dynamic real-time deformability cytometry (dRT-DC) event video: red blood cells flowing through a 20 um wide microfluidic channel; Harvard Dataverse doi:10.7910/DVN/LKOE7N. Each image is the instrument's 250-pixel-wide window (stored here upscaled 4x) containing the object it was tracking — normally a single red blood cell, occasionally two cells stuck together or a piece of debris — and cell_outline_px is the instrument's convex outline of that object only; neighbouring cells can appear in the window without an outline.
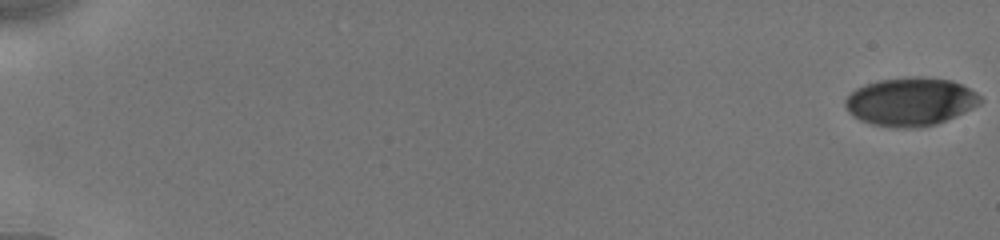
{"species": "human", "species_latin": "Homo sapiens", "temperature_condition": "cold", "stored_images_in_passage": 25, "camera_frame_rate_fps": 3000, "um_per_image_px": 0.085, "donor": {"sex": "male"}, "frame": {"image": 1, "passage_image": 1, "time_ms": 0.0, "image_size_px": [1000, 240], "cell_outline_px": [[984, 100], [980, 104], [964, 112], [936, 124], [916, 128], [900, 128], [872, 124], [860, 120], [848, 112], [844, 104], [844, 100], [856, 88], [864, 84], [880, 80], [916, 76], [924, 76], [952, 80], [976, 92]], "centroid_in_image_um": [77.39, 8.63], "position_along_channel_um": 7.6, "area_um2": 38.03}}
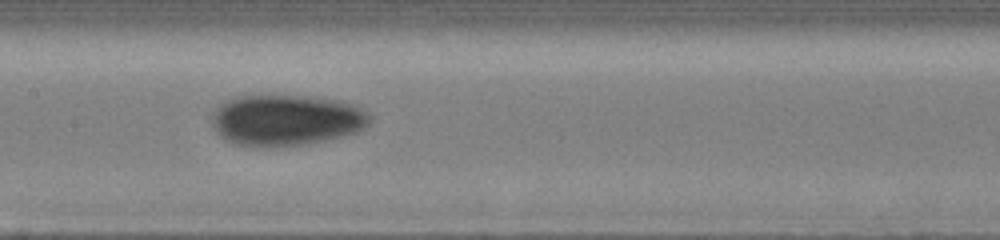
{"frame": {"image": 2, "passage_image": 15, "time_ms": 9.667, "image_size_px": [1000, 240], "cell_outline_px": [[372, 120], [364, 128], [356, 132], [344, 136], [324, 140], [300, 144], [232, 144], [220, 136], [216, 132], [212, 124], [212, 112], [220, 104], [236, 96], [308, 96], [340, 100], [356, 104], [368, 112], [372, 116]], "centroid_in_image_um": [24.37, 10.17], "position_along_channel_um": 183.0, "area_um2": 46.47}}
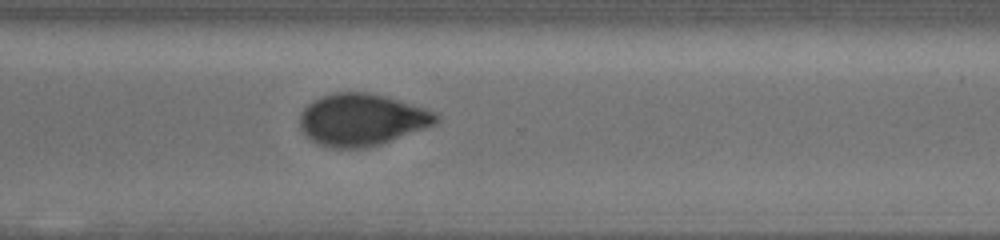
{"frame": {"image": 3, "passage_image": 25, "time_ms": 13.667, "image_size_px": [1000, 240], "cell_outline_px": [[440, 120], [436, 124], [380, 144], [364, 148], [332, 148], [320, 144], [312, 140], [300, 128], [300, 112], [312, 100], [336, 92], [368, 92], [384, 96], [424, 108], [440, 116]], "centroid_in_image_um": [30.74, 10.17], "position_along_channel_um": 339.9, "area_um2": 40.92}}